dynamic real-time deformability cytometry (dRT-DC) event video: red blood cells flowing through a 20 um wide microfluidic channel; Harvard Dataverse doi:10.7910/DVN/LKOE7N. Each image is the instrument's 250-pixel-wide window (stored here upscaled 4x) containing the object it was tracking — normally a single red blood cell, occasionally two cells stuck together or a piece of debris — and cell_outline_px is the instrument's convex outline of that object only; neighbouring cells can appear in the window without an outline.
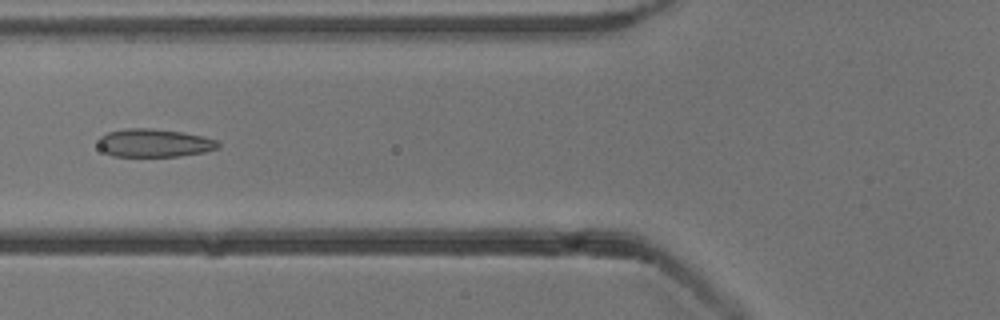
{"species": "common noctule bat (a hibernating species)", "species_latin": "Nyctalus noctula", "temperature_condition": "cold", "stored_images_in_passage": 4, "camera_frame_rate_fps": 3000, "um_per_image_px": 0.085, "animal": {"sex": "male", "body_mass_g": 13.3}, "frame": {"image": 1, "passage_image": 4, "time_ms": 3.667, "image_size_px": [1000, 320], "cell_outline_px": [[220, 148], [204, 152], [180, 156], [112, 156], [104, 152], [100, 148], [100, 136], [108, 132], [124, 128], [152, 128], [180, 132], [200, 136], [216, 140], [220, 144]], "centroid_in_image_um": [13.11, 12.15], "position_along_channel_um": 112.7, "area_um2": 19.54}}